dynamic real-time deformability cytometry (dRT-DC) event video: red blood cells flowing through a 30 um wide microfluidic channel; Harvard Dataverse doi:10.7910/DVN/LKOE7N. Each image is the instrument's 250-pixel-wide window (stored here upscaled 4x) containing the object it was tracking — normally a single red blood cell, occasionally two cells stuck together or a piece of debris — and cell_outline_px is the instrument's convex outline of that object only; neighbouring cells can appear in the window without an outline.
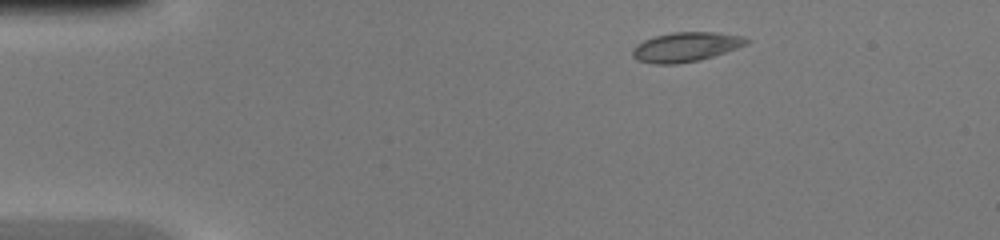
{"species": "common noctule bat (a hibernating species)", "species_latin": "Nyctalus noctula", "temperature_condition": "warm", "stored_images_in_passage": 39, "camera_frame_rate_fps": 3000, "um_per_image_px": 0.085, "animal": {"sex": "female", "body_mass_g": 20.0, "forearm_length_mm": 54.0}, "frame": {"image": 1, "passage_image": 1, "time_ms": 0.0, "image_size_px": [1000, 240], "cell_outline_px": [[752, 40], [748, 44], [700, 60], [676, 64], [652, 64], [636, 60], [632, 56], [632, 48], [636, 44], [644, 40], [656, 36], [672, 32], [716, 32], [744, 36]], "centroid_in_image_um": [58.28, 3.99], "position_along_channel_um": 26.7, "area_um2": 19.71}}
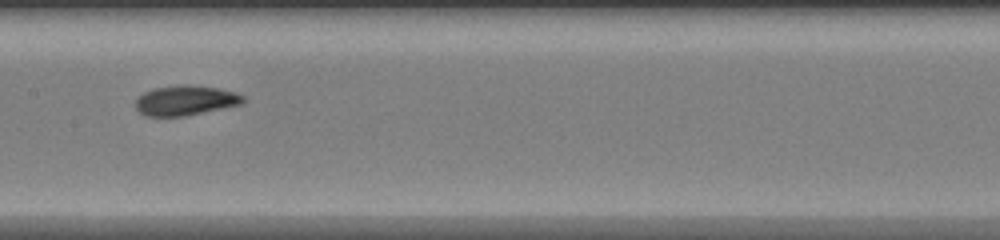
{"frame": {"image": 2, "passage_image": 17, "time_ms": 5.333, "image_size_px": [1000, 240], "cell_outline_px": [[244, 104], [188, 116], [144, 116], [136, 108], [136, 100], [144, 92], [156, 88], [180, 84], [188, 84], [216, 88], [236, 92], [244, 96]], "centroid_in_image_um": [15.8, 8.54], "position_along_channel_um": 191.6, "area_um2": 18.9}}
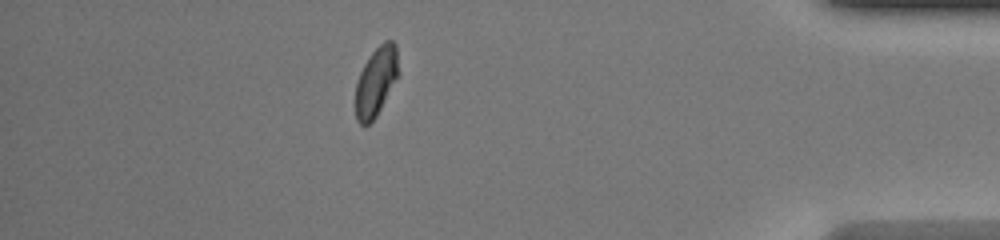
{"frame": {"image": 3, "passage_image": 34, "time_ms": 11.0, "image_size_px": [1000, 240], "cell_outline_px": [[400, 76], [376, 116], [368, 124], [360, 124], [356, 120], [356, 80], [364, 64], [372, 52], [384, 40], [392, 40], [396, 44], [400, 72]], "centroid_in_image_um": [32.0, 6.89], "position_along_channel_um": 403.2, "area_um2": 17.57}}